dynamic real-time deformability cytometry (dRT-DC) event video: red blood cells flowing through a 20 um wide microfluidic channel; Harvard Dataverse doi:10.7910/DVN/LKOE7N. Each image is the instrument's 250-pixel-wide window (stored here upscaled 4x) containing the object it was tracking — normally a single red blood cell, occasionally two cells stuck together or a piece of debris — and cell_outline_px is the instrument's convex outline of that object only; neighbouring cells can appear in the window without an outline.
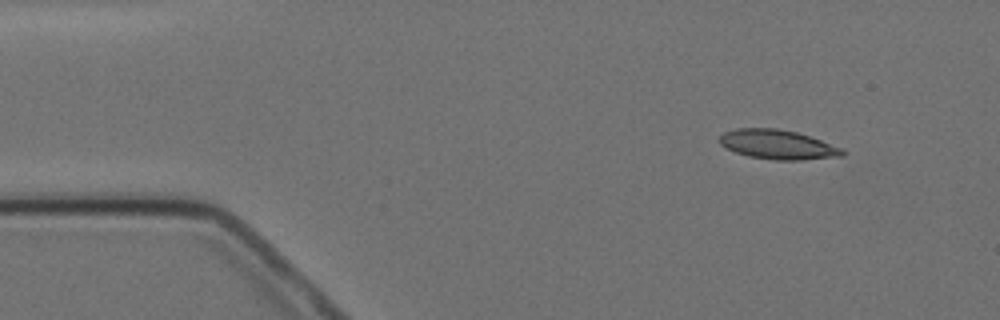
{"species": "Egyptian fruit bat (a non-hibernating species)", "species_latin": "Rousettus aegyptiacus", "temperature_condition": "cold", "stored_images_in_passage": 4, "camera_frame_rate_fps": 3000, "um_per_image_px": 0.085, "animal": {"sex": "female"}, "frame": {"image": 1, "passage_image": 1, "time_ms": 0.0, "image_size_px": [1000, 320], "cell_outline_px": [[848, 152], [844, 156], [800, 160], [776, 160], [748, 156], [736, 152], [720, 144], [720, 136], [724, 132], [736, 128], [776, 128], [796, 132], [844, 148]], "centroid_in_image_um": [66.15, 12.29], "position_along_channel_um": 18.8, "area_um2": 21.04}}
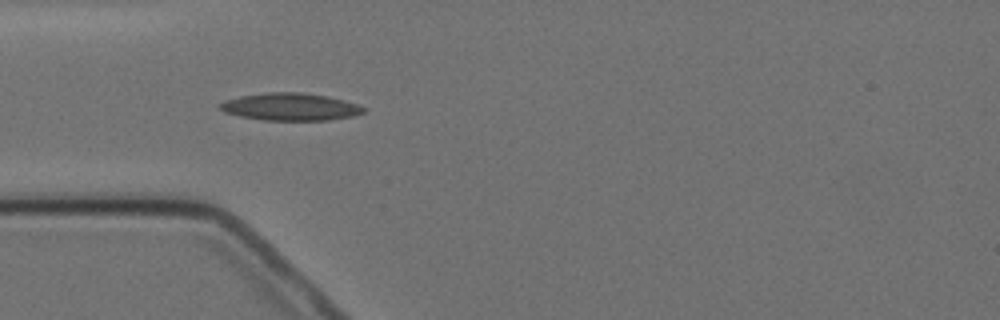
{"frame": {"image": 2, "passage_image": 4, "time_ms": 3.333, "image_size_px": [1000, 320], "cell_outline_px": [[364, 112], [352, 116], [328, 120], [264, 120], [240, 116], [224, 112], [220, 108], [220, 104], [224, 100], [240, 96], [268, 92], [300, 92], [328, 96], [344, 100], [356, 104], [364, 108]], "centroid_in_image_um": [24.66, 9.07], "position_along_channel_um": 60.3, "area_um2": 22.77}}